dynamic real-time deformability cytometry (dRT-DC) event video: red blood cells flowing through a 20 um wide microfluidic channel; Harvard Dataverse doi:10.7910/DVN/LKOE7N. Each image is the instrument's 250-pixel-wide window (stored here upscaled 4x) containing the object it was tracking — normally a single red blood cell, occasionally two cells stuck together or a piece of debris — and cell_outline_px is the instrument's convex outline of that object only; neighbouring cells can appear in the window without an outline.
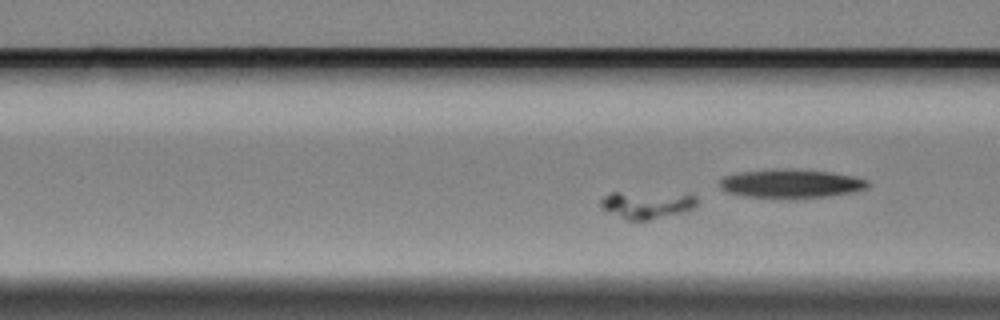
{"species": "Egyptian fruit bat (a non-hibernating species)", "species_latin": "Rousettus aegyptiacus", "temperature_condition": "cold", "stored_images_in_passage": 20, "camera_frame_rate_fps": 3000, "um_per_image_px": 0.085, "animal": {"sex": "female"}, "frame": {"image": 1, "passage_image": 17, "time_ms": 5.333, "image_size_px": [1000, 320], "cell_outline_px": [[696, 208], [648, 220], [628, 220], [604, 212], [600, 204], [600, 200], [604, 196], [612, 192], [692, 192], [696, 196]], "centroid_in_image_um": [55.0, 17.36], "position_along_channel_um": 111.6, "area_um2": 15.95}}